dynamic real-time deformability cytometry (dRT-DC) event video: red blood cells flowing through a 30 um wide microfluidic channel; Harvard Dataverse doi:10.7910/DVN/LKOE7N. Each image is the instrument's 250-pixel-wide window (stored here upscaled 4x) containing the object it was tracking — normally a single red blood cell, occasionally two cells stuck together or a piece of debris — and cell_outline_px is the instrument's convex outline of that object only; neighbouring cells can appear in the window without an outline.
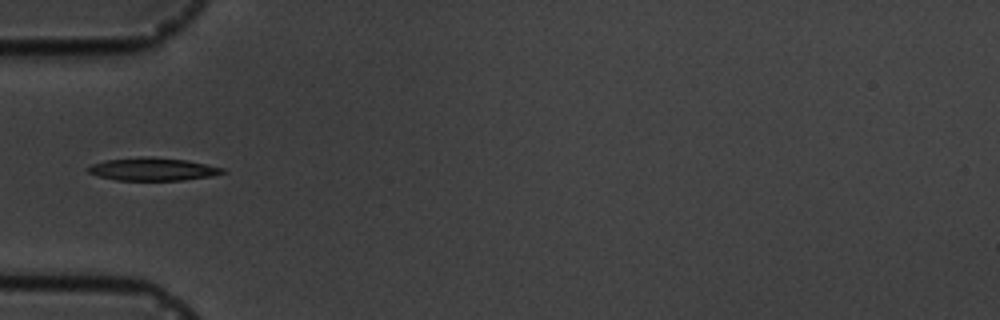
{"species": "common noctule bat (a hibernating species)", "species_latin": "Nyctalus noctula", "temperature_condition": "cold", "stored_images_in_passage": 6, "camera_frame_rate_fps": 3000, "um_per_image_px": 0.085, "animal": {"sex": "male", "body_mass_g": 19.5, "forearm_length_mm": 54.6}, "frame": {"image": 1, "passage_image": 6, "time_ms": 5.667, "image_size_px": [1000, 320], "cell_outline_px": [[228, 172], [212, 176], [184, 180], [116, 180], [100, 176], [88, 172], [84, 168], [92, 164], [104, 160], [140, 156], [152, 156], [184, 160], [224, 168]], "centroid_in_image_um": [12.96, 14.37], "position_along_channel_um": 72.0, "area_um2": 18.03}}